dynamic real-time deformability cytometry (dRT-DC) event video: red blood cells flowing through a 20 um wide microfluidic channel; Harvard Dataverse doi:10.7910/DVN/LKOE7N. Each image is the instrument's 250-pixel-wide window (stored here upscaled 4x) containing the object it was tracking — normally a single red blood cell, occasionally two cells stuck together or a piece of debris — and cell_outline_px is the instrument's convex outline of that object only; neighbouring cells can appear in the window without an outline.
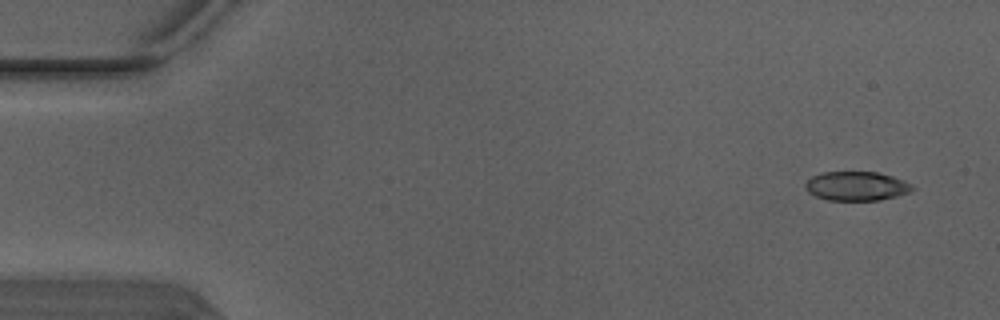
{"species": "Egyptian fruit bat (a non-hibernating species)", "species_latin": "Rousettus aegyptiacus", "temperature_condition": "warm", "stored_images_in_passage": 4, "camera_frame_rate_fps": 3000, "um_per_image_px": 0.085, "animal": {"sex": "male"}, "frame": {"image": 1, "passage_image": 1, "time_ms": 0.0, "image_size_px": [1000, 320], "cell_outline_px": [[916, 188], [908, 192], [896, 196], [880, 200], [828, 200], [816, 196], [808, 192], [804, 184], [812, 176], [824, 172], [876, 172], [892, 176], [904, 180], [912, 184]], "centroid_in_image_um": [72.81, 15.81], "position_along_channel_um": 12.2, "area_um2": 18.09}}
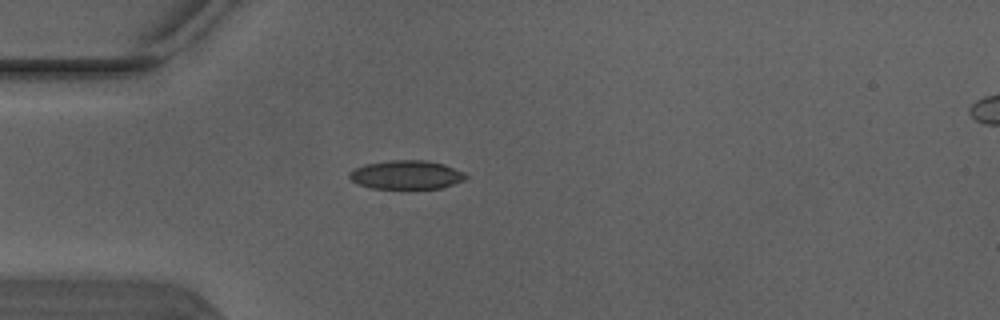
{"frame": {"image": 2, "passage_image": 4, "time_ms": 1.0, "image_size_px": [1000, 320], "cell_outline_px": [[468, 176], [464, 180], [440, 188], [372, 188], [356, 184], [348, 176], [356, 168], [364, 164], [392, 160], [428, 160], [444, 164], [464, 172]], "centroid_in_image_um": [34.55, 14.85], "position_along_channel_um": 50.4, "area_um2": 19.36}}